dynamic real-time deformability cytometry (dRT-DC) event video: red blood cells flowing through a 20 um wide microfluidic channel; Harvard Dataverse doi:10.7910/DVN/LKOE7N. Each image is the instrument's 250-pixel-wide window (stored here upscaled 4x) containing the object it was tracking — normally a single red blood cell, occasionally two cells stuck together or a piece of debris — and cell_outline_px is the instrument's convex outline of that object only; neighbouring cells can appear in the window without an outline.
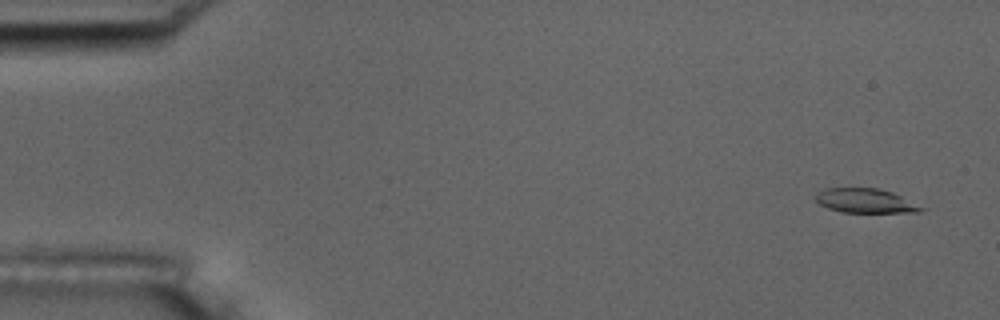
{"species": "common noctule bat (a hibernating species)", "species_latin": "Nyctalus noctula", "temperature_condition": "room temperature", "stored_images_in_passage": 56, "camera_frame_rate_fps": 3000, "um_per_image_px": 0.085, "animal": {"sex": "male", "body_mass_g": 17.5, "forearm_length_mm": 52.3}, "frame": {"image": 1, "passage_image": 3, "time_ms": 0.667, "image_size_px": [1000, 320], "cell_outline_px": [[928, 208], [920, 212], [844, 212], [828, 208], [820, 204], [816, 200], [816, 196], [824, 188], [880, 188], [892, 192]], "centroid_in_image_um": [73.63, 17.06], "position_along_channel_um": 11.4, "area_um2": 14.91}}
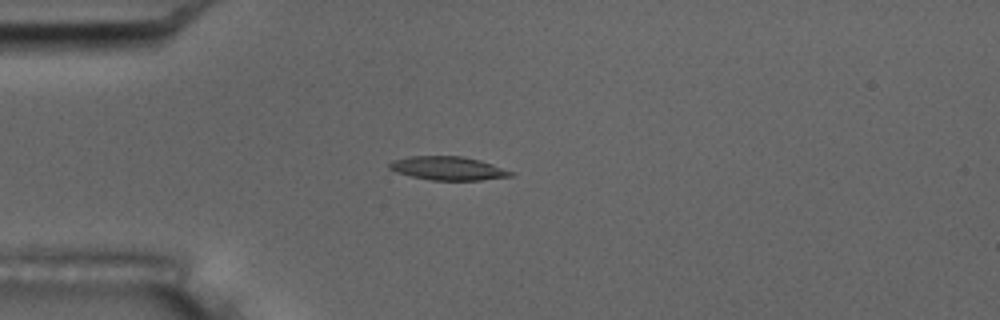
{"frame": {"image": 2, "passage_image": 15, "time_ms": 4.667, "image_size_px": [1000, 320], "cell_outline_px": [[512, 176], [480, 180], [432, 180], [412, 176], [396, 172], [388, 168], [388, 164], [392, 160], [408, 156], [460, 156], [480, 160], [492, 164], [512, 172]], "centroid_in_image_um": [38.02, 14.3], "position_along_channel_um": 47.0, "area_um2": 16.53}}
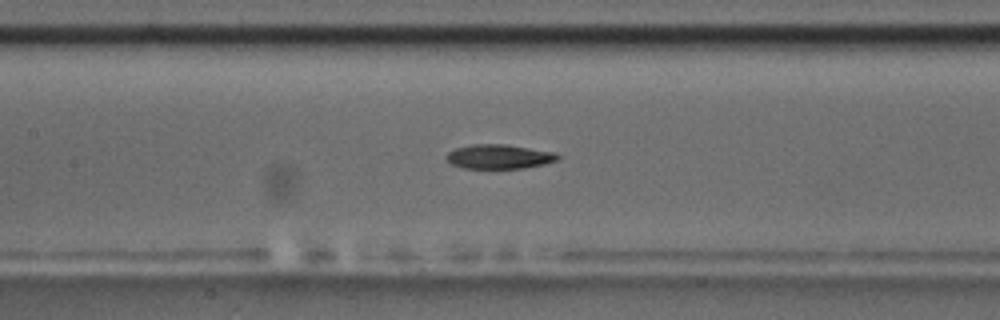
{"frame": {"image": 3, "passage_image": 26, "time_ms": 8.333, "image_size_px": [1000, 320], "cell_outline_px": [[560, 156], [556, 160], [544, 164], [524, 168], [464, 168], [452, 164], [444, 156], [448, 152], [456, 148], [472, 144], [504, 144], [556, 152]], "centroid_in_image_um": [42.42, 13.31], "position_along_channel_um": 165.0, "area_um2": 15.72}}